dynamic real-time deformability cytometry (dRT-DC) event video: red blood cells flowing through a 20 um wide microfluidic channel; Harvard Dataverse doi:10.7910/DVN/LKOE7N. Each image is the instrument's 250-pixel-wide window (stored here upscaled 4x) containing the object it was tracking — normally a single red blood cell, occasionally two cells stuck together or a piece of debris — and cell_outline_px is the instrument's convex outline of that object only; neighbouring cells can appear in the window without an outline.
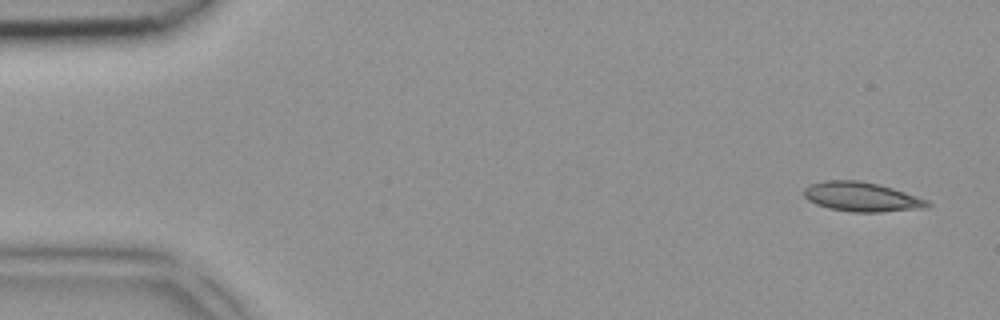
{"species": "common noctule bat (a hibernating species)", "species_latin": "Nyctalus noctula", "temperature_condition": "room temperature", "stored_images_in_passage": 3, "segment_of_instrument_passage": [1, 2], "camera_frame_rate_fps": 3000, "um_per_image_px": 0.085, "animal": {"sex": "female", "body_mass_g": 18.4}, "frame": {"image": 1, "passage_image": 1, "time_ms": 0.0, "image_size_px": [1000, 320], "cell_outline_px": [[932, 204], [928, 208], [880, 212], [852, 212], [828, 208], [816, 204], [808, 200], [804, 196], [804, 188], [808, 184], [824, 180], [860, 180], [892, 188], [928, 200]], "centroid_in_image_um": [73.22, 16.73], "position_along_channel_um": 11.8, "area_um2": 21.27}}